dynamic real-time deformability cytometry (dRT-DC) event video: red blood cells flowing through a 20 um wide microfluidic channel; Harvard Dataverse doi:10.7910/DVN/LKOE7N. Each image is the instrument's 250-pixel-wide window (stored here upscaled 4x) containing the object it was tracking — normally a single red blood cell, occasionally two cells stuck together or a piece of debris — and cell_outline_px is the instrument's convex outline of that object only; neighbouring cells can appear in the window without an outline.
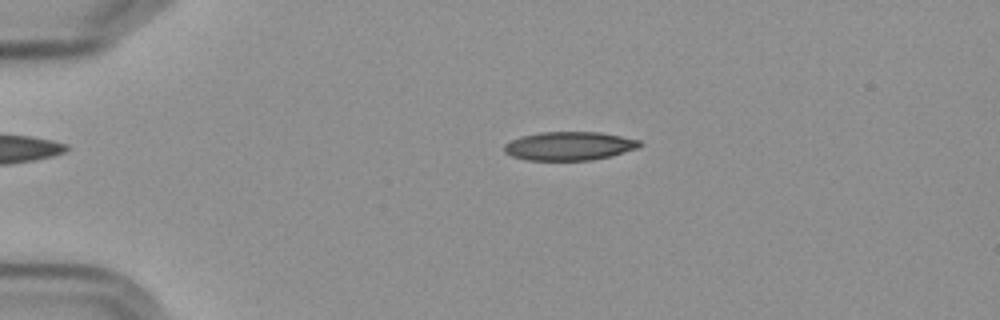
{"species": "Egyptian fruit bat (a non-hibernating species)", "species_latin": "Rousettus aegyptiacus", "temperature_condition": "cold", "stored_images_in_passage": 17, "camera_frame_rate_fps": 3000, "um_per_image_px": 0.085, "frame": {"image": 1, "passage_image": 9, "time_ms": 2.667, "image_size_px": [1000, 320], "cell_outline_px": [[640, 144], [636, 148], [612, 156], [592, 160], [528, 160], [512, 156], [504, 152], [504, 144], [512, 140], [524, 136], [540, 132], [600, 132], [640, 140]], "centroid_in_image_um": [48.38, 12.41], "position_along_channel_um": 36.6, "area_um2": 22.37}}
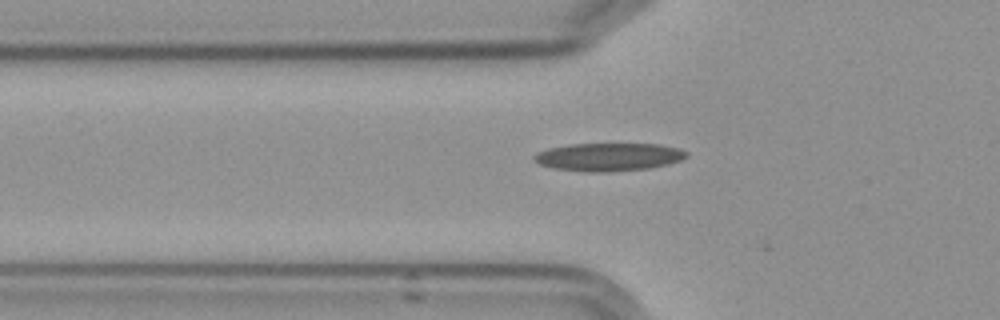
{"frame": {"image": 2, "passage_image": 16, "time_ms": 5.0, "image_size_px": [1000, 320], "cell_outline_px": [[688, 156], [680, 160], [668, 164], [648, 168], [608, 172], [588, 172], [556, 168], [540, 164], [532, 160], [532, 156], [536, 152], [548, 148], [572, 144], [656, 144], [680, 148], [688, 152]], "centroid_in_image_um": [51.72, 13.33], "position_along_channel_um": 74.1, "area_um2": 24.85}}